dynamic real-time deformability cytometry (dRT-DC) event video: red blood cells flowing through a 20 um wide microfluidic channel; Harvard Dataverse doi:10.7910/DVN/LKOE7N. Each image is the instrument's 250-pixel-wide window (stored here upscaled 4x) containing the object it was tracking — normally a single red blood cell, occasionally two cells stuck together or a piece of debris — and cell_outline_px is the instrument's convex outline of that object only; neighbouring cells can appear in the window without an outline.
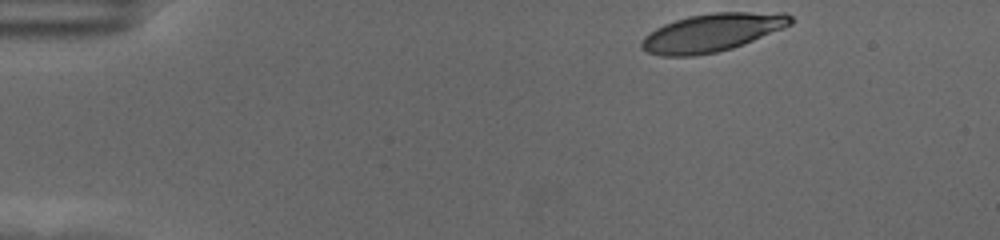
{"species": "human", "species_latin": "Homo sapiens", "temperature_condition": "cold", "stored_images_in_passage": 51, "camera_frame_rate_fps": 3000, "um_per_image_px": 0.085, "donor": {"sex": "female"}, "frame": {"image": 1, "passage_image": 1, "time_ms": 0.0, "image_size_px": [1000, 240], "cell_outline_px": [[792, 24], [784, 28], [744, 44], [732, 48], [716, 52], [696, 56], [660, 56], [648, 52], [640, 44], [644, 36], [648, 32], [664, 24], [688, 16], [712, 12], [784, 12], [792, 16]], "centroid_in_image_um": [60.54, 2.76], "position_along_channel_um": 24.5, "area_um2": 33.18}}
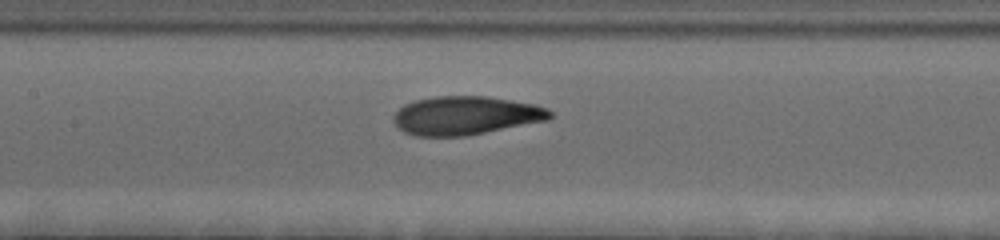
{"frame": {"image": 2, "passage_image": 21, "time_ms": 6.667, "image_size_px": [1000, 240], "cell_outline_px": [[552, 116], [548, 120], [464, 136], [416, 136], [404, 132], [392, 120], [392, 116], [404, 104], [416, 100], [436, 96], [488, 96], [532, 104], [548, 108], [552, 112]], "centroid_in_image_um": [39.57, 9.81], "position_along_channel_um": 167.8, "area_um2": 34.97}}
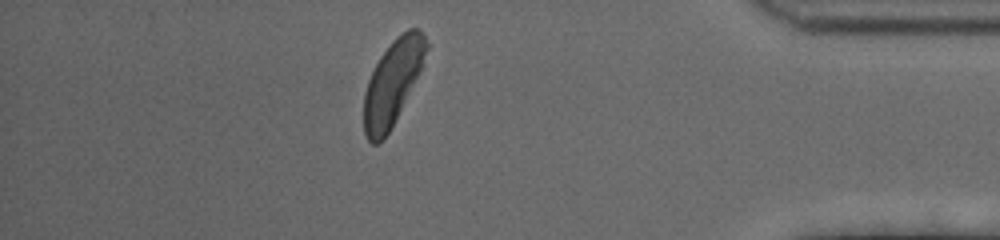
{"frame": {"image": 3, "passage_image": 44, "time_ms": 14.333, "image_size_px": [1000, 240], "cell_outline_px": [[428, 48], [420, 68], [388, 132], [376, 144], [372, 144], [368, 140], [364, 132], [364, 92], [368, 80], [380, 56], [392, 40], [396, 36], [408, 28], [416, 28], [424, 36], [428, 44]], "centroid_in_image_um": [33.33, 6.97], "position_along_channel_um": 401.9, "area_um2": 29.59}, "authors_computed_cell_mechanics": {"area_um2": 34.0442, "velocity_mm_per_s": 3.4901, "shape_relaxation_time_tau1_ms": 3.0383, "shape_relaxation_time_tau2_ms": 1.2337, "deformation_change_tau1": 0.1626, "deformation_change_tau2": 0.0737}}